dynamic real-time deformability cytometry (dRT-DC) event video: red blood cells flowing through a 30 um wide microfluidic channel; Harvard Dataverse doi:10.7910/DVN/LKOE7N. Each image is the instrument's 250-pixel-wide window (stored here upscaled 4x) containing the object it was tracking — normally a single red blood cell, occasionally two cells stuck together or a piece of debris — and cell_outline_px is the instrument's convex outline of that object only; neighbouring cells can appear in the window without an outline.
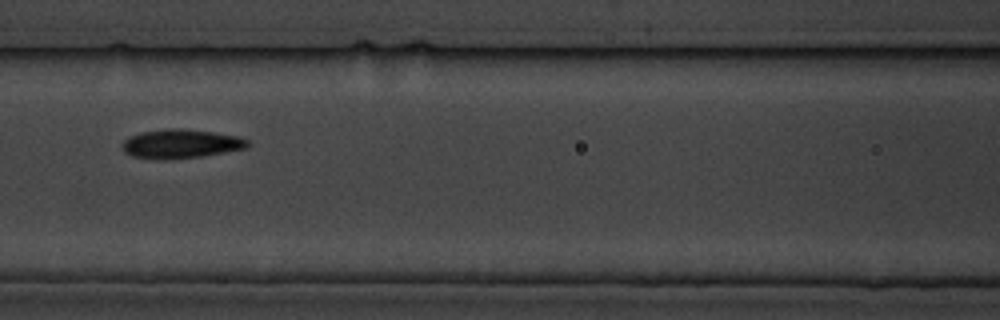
{"species": "common noctule bat (a hibernating species)", "species_latin": "Nyctalus noctula", "temperature_condition": "cold", "stored_images_in_passage": 6, "camera_frame_rate_fps": 3000, "um_per_image_px": 0.085, "animal": {"sex": "male", "body_mass_g": 19.5, "forearm_length_mm": 54.6}, "frame": {"image": 1, "passage_image": 3, "time_ms": 2.333, "image_size_px": [1000, 320], "cell_outline_px": [[248, 144], [244, 148], [224, 152], [200, 156], [132, 156], [124, 152], [120, 144], [128, 136], [140, 132], [168, 128], [180, 128], [212, 132], [240, 136], [248, 140]], "centroid_in_image_um": [15.36, 12.16], "position_along_channel_um": 151.2, "area_um2": 20.17}}
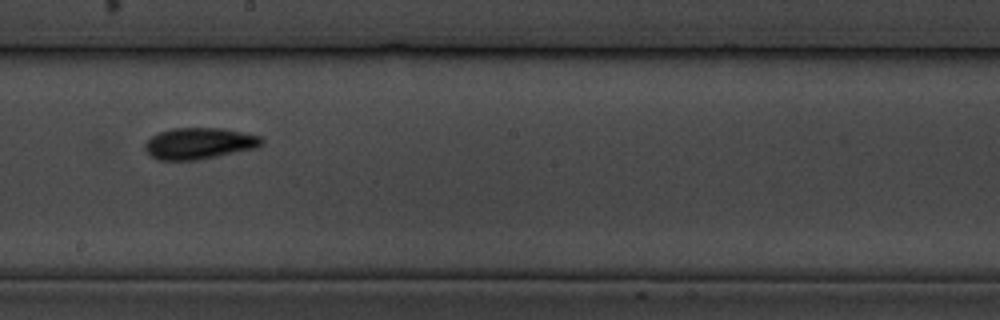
{"frame": {"image": 2, "passage_image": 5, "time_ms": 4.667, "image_size_px": [1000, 320], "cell_outline_px": [[264, 144], [256, 148], [196, 160], [160, 160], [152, 156], [144, 148], [144, 144], [152, 136], [160, 132], [172, 128], [224, 128], [260, 136], [264, 140]], "centroid_in_image_um": [16.95, 12.18], "position_along_channel_um": 231.2, "area_um2": 21.21}}
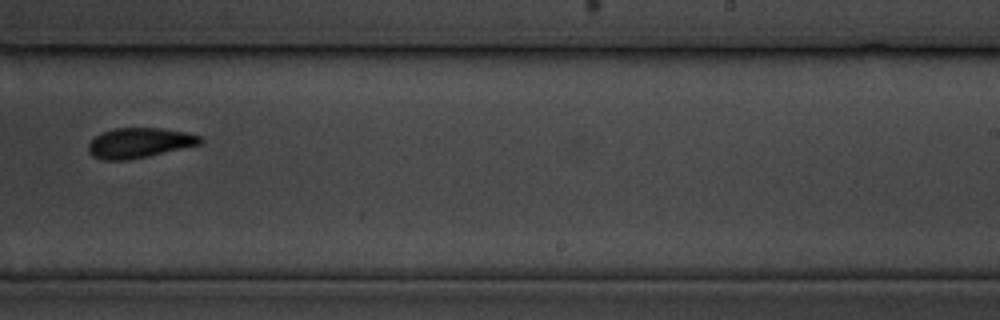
{"frame": {"image": 3, "passage_image": 6, "time_ms": 6.0, "image_size_px": [1000, 320], "cell_outline_px": [[204, 140], [200, 144], [148, 156], [128, 160], [104, 160], [92, 156], [88, 152], [88, 144], [100, 132], [112, 128], [160, 128], [184, 132], [200, 136]], "centroid_in_image_um": [11.8, 12.14], "position_along_channel_um": 277.2, "area_um2": 19.54}}